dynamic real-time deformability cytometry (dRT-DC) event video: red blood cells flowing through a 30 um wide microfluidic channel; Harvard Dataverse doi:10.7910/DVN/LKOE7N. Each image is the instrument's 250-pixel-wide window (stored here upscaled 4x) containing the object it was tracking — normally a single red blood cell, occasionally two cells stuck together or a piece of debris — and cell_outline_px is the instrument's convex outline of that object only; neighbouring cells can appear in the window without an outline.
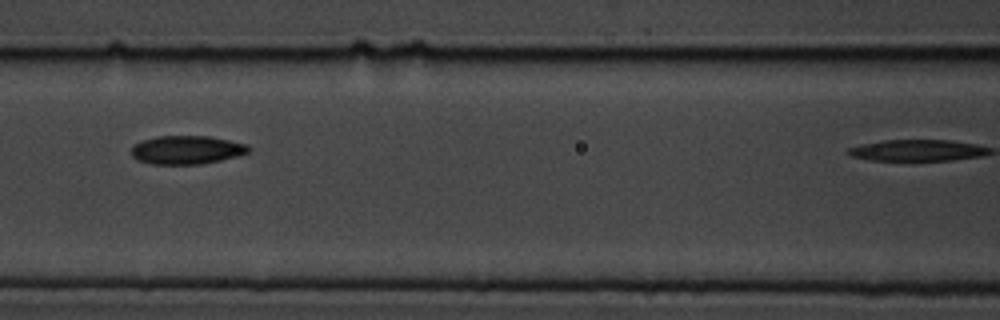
{"species": "common noctule bat (a hibernating species)", "species_latin": "Nyctalus noctula", "temperature_condition": "cold", "stored_images_in_passage": 8, "camera_frame_rate_fps": 3000, "um_per_image_px": 0.085, "animal": {"sex": "male", "body_mass_g": 19.5, "forearm_length_mm": 54.6}, "frame": {"image": 1, "passage_image": 7, "time_ms": 8.0, "image_size_px": [1000, 320], "cell_outline_px": [[252, 148], [248, 152], [236, 156], [220, 160], [200, 164], [152, 164], [136, 160], [132, 156], [132, 144], [140, 140], [156, 136], [208, 136], [248, 144]], "centroid_in_image_um": [15.83, 12.73], "position_along_channel_um": 150.8, "area_um2": 19.59}}